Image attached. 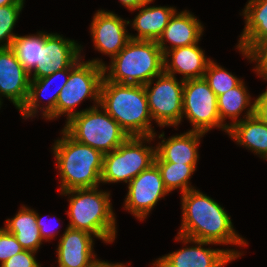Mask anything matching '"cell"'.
Instances as JSON below:
<instances>
[{"label":"cell","instance_id":"cell-24","mask_svg":"<svg viewBox=\"0 0 267 267\" xmlns=\"http://www.w3.org/2000/svg\"><path fill=\"white\" fill-rule=\"evenodd\" d=\"M3 228L15 236L24 250L37 252L42 244L43 239L37 226L36 211L24 205L13 218L6 220Z\"/></svg>","mask_w":267,"mask_h":267},{"label":"cell","instance_id":"cell-28","mask_svg":"<svg viewBox=\"0 0 267 267\" xmlns=\"http://www.w3.org/2000/svg\"><path fill=\"white\" fill-rule=\"evenodd\" d=\"M204 79L208 82L209 87L214 91L216 96L224 94L242 82L241 79H238L234 74L228 72L212 60L207 66Z\"/></svg>","mask_w":267,"mask_h":267},{"label":"cell","instance_id":"cell-27","mask_svg":"<svg viewBox=\"0 0 267 267\" xmlns=\"http://www.w3.org/2000/svg\"><path fill=\"white\" fill-rule=\"evenodd\" d=\"M158 167L165 188L171 192L180 189L181 194L191 189L190 178L196 171V165L178 164L173 162H154Z\"/></svg>","mask_w":267,"mask_h":267},{"label":"cell","instance_id":"cell-10","mask_svg":"<svg viewBox=\"0 0 267 267\" xmlns=\"http://www.w3.org/2000/svg\"><path fill=\"white\" fill-rule=\"evenodd\" d=\"M144 85L152 120L158 126H178L182 121L184 81L164 71Z\"/></svg>","mask_w":267,"mask_h":267},{"label":"cell","instance_id":"cell-15","mask_svg":"<svg viewBox=\"0 0 267 267\" xmlns=\"http://www.w3.org/2000/svg\"><path fill=\"white\" fill-rule=\"evenodd\" d=\"M30 85L29 73L17 60L10 47L0 48V107L2 96L20 110L25 104Z\"/></svg>","mask_w":267,"mask_h":267},{"label":"cell","instance_id":"cell-6","mask_svg":"<svg viewBox=\"0 0 267 267\" xmlns=\"http://www.w3.org/2000/svg\"><path fill=\"white\" fill-rule=\"evenodd\" d=\"M99 107L100 105H94L82 110L66 122L63 129L77 142L106 154L118 148L129 136Z\"/></svg>","mask_w":267,"mask_h":267},{"label":"cell","instance_id":"cell-1","mask_svg":"<svg viewBox=\"0 0 267 267\" xmlns=\"http://www.w3.org/2000/svg\"><path fill=\"white\" fill-rule=\"evenodd\" d=\"M182 223L178 235L216 244L246 246L233 228L231 216L221 205L197 189L181 196Z\"/></svg>","mask_w":267,"mask_h":267},{"label":"cell","instance_id":"cell-37","mask_svg":"<svg viewBox=\"0 0 267 267\" xmlns=\"http://www.w3.org/2000/svg\"><path fill=\"white\" fill-rule=\"evenodd\" d=\"M6 5H24V0H0V7Z\"/></svg>","mask_w":267,"mask_h":267},{"label":"cell","instance_id":"cell-30","mask_svg":"<svg viewBox=\"0 0 267 267\" xmlns=\"http://www.w3.org/2000/svg\"><path fill=\"white\" fill-rule=\"evenodd\" d=\"M243 56L247 57L250 61H255L256 67L254 71L257 75L267 80V40L257 44L249 53L244 50H239Z\"/></svg>","mask_w":267,"mask_h":267},{"label":"cell","instance_id":"cell-33","mask_svg":"<svg viewBox=\"0 0 267 267\" xmlns=\"http://www.w3.org/2000/svg\"><path fill=\"white\" fill-rule=\"evenodd\" d=\"M255 102V114L267 124V90L261 93Z\"/></svg>","mask_w":267,"mask_h":267},{"label":"cell","instance_id":"cell-2","mask_svg":"<svg viewBox=\"0 0 267 267\" xmlns=\"http://www.w3.org/2000/svg\"><path fill=\"white\" fill-rule=\"evenodd\" d=\"M100 108L104 109L131 136H154L145 88L117 84L105 77L100 88Z\"/></svg>","mask_w":267,"mask_h":267},{"label":"cell","instance_id":"cell-5","mask_svg":"<svg viewBox=\"0 0 267 267\" xmlns=\"http://www.w3.org/2000/svg\"><path fill=\"white\" fill-rule=\"evenodd\" d=\"M163 59L157 41L130 39L110 65L103 66L104 77L117 84L144 86L164 71Z\"/></svg>","mask_w":267,"mask_h":267},{"label":"cell","instance_id":"cell-34","mask_svg":"<svg viewBox=\"0 0 267 267\" xmlns=\"http://www.w3.org/2000/svg\"><path fill=\"white\" fill-rule=\"evenodd\" d=\"M38 213H36V220H37V226L39 228L40 235L43 239V241H49V239H53L54 236L58 233L55 231H50L47 225H45L44 220H42ZM59 222L58 220L54 223ZM57 226V225H56Z\"/></svg>","mask_w":267,"mask_h":267},{"label":"cell","instance_id":"cell-36","mask_svg":"<svg viewBox=\"0 0 267 267\" xmlns=\"http://www.w3.org/2000/svg\"><path fill=\"white\" fill-rule=\"evenodd\" d=\"M92 267H127L123 263H109L107 261L97 260Z\"/></svg>","mask_w":267,"mask_h":267},{"label":"cell","instance_id":"cell-3","mask_svg":"<svg viewBox=\"0 0 267 267\" xmlns=\"http://www.w3.org/2000/svg\"><path fill=\"white\" fill-rule=\"evenodd\" d=\"M61 134L62 138L56 140L52 148L60 173V192L98 187L104 154L77 142L64 129Z\"/></svg>","mask_w":267,"mask_h":267},{"label":"cell","instance_id":"cell-9","mask_svg":"<svg viewBox=\"0 0 267 267\" xmlns=\"http://www.w3.org/2000/svg\"><path fill=\"white\" fill-rule=\"evenodd\" d=\"M183 111L193 128L190 131L207 133L212 128H221L228 133L227 124H222L217 108V96L203 78L184 81Z\"/></svg>","mask_w":267,"mask_h":267},{"label":"cell","instance_id":"cell-22","mask_svg":"<svg viewBox=\"0 0 267 267\" xmlns=\"http://www.w3.org/2000/svg\"><path fill=\"white\" fill-rule=\"evenodd\" d=\"M242 13L245 26L236 48L249 53L267 40V0H248Z\"/></svg>","mask_w":267,"mask_h":267},{"label":"cell","instance_id":"cell-16","mask_svg":"<svg viewBox=\"0 0 267 267\" xmlns=\"http://www.w3.org/2000/svg\"><path fill=\"white\" fill-rule=\"evenodd\" d=\"M91 233L67 227L58 242V267H92L98 260L93 252Z\"/></svg>","mask_w":267,"mask_h":267},{"label":"cell","instance_id":"cell-19","mask_svg":"<svg viewBox=\"0 0 267 267\" xmlns=\"http://www.w3.org/2000/svg\"><path fill=\"white\" fill-rule=\"evenodd\" d=\"M204 53L198 43L168 50L163 55L164 72L172 76L176 73L182 74L183 81L203 78L211 61V58H206ZM169 60H171L170 63Z\"/></svg>","mask_w":267,"mask_h":267},{"label":"cell","instance_id":"cell-12","mask_svg":"<svg viewBox=\"0 0 267 267\" xmlns=\"http://www.w3.org/2000/svg\"><path fill=\"white\" fill-rule=\"evenodd\" d=\"M127 192L124 207L139 220L147 218L160 198L169 193L154 163L128 183Z\"/></svg>","mask_w":267,"mask_h":267},{"label":"cell","instance_id":"cell-31","mask_svg":"<svg viewBox=\"0 0 267 267\" xmlns=\"http://www.w3.org/2000/svg\"><path fill=\"white\" fill-rule=\"evenodd\" d=\"M22 251H24V248L18 243L15 236L4 228H0V266Z\"/></svg>","mask_w":267,"mask_h":267},{"label":"cell","instance_id":"cell-18","mask_svg":"<svg viewBox=\"0 0 267 267\" xmlns=\"http://www.w3.org/2000/svg\"><path fill=\"white\" fill-rule=\"evenodd\" d=\"M205 135L202 132L187 131L175 135L166 140L164 132L158 138H163L156 146L154 162H173L178 164L197 165L198 145L200 138Z\"/></svg>","mask_w":267,"mask_h":267},{"label":"cell","instance_id":"cell-25","mask_svg":"<svg viewBox=\"0 0 267 267\" xmlns=\"http://www.w3.org/2000/svg\"><path fill=\"white\" fill-rule=\"evenodd\" d=\"M248 107L244 119L255 114V102L251 104V96L242 81L238 86L217 96V108L221 123L224 124L227 117L232 123L227 124V129L237 123L240 114Z\"/></svg>","mask_w":267,"mask_h":267},{"label":"cell","instance_id":"cell-17","mask_svg":"<svg viewBox=\"0 0 267 267\" xmlns=\"http://www.w3.org/2000/svg\"><path fill=\"white\" fill-rule=\"evenodd\" d=\"M82 57H79L70 67L67 69H63L57 72H54L51 75L45 76L40 79H30L29 92L28 97L23 105V107L19 110L21 112L22 117L28 119L29 117H35L38 113V108L41 109L42 116L47 120H52L56 118V104L57 98L61 89L66 85L69 78L70 71L81 61ZM64 76V77H63ZM63 77L65 80L58 86L57 90H55L54 94L48 98V104L45 107H40V100L42 96H45L46 92L51 87V83L53 80ZM46 97V96H45Z\"/></svg>","mask_w":267,"mask_h":267},{"label":"cell","instance_id":"cell-13","mask_svg":"<svg viewBox=\"0 0 267 267\" xmlns=\"http://www.w3.org/2000/svg\"><path fill=\"white\" fill-rule=\"evenodd\" d=\"M81 50V46L76 41L64 39L56 33L46 32L45 44L40 46L39 63L29 73L30 79H40L67 69L80 57Z\"/></svg>","mask_w":267,"mask_h":267},{"label":"cell","instance_id":"cell-29","mask_svg":"<svg viewBox=\"0 0 267 267\" xmlns=\"http://www.w3.org/2000/svg\"><path fill=\"white\" fill-rule=\"evenodd\" d=\"M23 6L6 5L0 7V48L10 47L13 39L17 36L12 31Z\"/></svg>","mask_w":267,"mask_h":267},{"label":"cell","instance_id":"cell-20","mask_svg":"<svg viewBox=\"0 0 267 267\" xmlns=\"http://www.w3.org/2000/svg\"><path fill=\"white\" fill-rule=\"evenodd\" d=\"M203 25L189 11L175 12L164 29L162 36L158 39V46L163 55L171 49L197 44L203 35ZM170 42V46H166Z\"/></svg>","mask_w":267,"mask_h":267},{"label":"cell","instance_id":"cell-21","mask_svg":"<svg viewBox=\"0 0 267 267\" xmlns=\"http://www.w3.org/2000/svg\"><path fill=\"white\" fill-rule=\"evenodd\" d=\"M153 1L150 0L138 8L139 13L131 21L133 29L137 30L138 34L130 35V39L158 41L169 20L177 12L173 7L147 6Z\"/></svg>","mask_w":267,"mask_h":267},{"label":"cell","instance_id":"cell-35","mask_svg":"<svg viewBox=\"0 0 267 267\" xmlns=\"http://www.w3.org/2000/svg\"><path fill=\"white\" fill-rule=\"evenodd\" d=\"M150 0H120L123 6L130 11L137 10L140 6L145 5Z\"/></svg>","mask_w":267,"mask_h":267},{"label":"cell","instance_id":"cell-26","mask_svg":"<svg viewBox=\"0 0 267 267\" xmlns=\"http://www.w3.org/2000/svg\"><path fill=\"white\" fill-rule=\"evenodd\" d=\"M44 44L45 32H38L37 35L16 36L10 48L20 64L30 73L39 63L40 46Z\"/></svg>","mask_w":267,"mask_h":267},{"label":"cell","instance_id":"cell-8","mask_svg":"<svg viewBox=\"0 0 267 267\" xmlns=\"http://www.w3.org/2000/svg\"><path fill=\"white\" fill-rule=\"evenodd\" d=\"M99 59L79 62L69 73L68 82L61 89L56 104V119L66 114L67 122L82 111L74 108L83 100L91 98L100 104V88L104 78L103 66ZM75 110V111H74Z\"/></svg>","mask_w":267,"mask_h":267},{"label":"cell","instance_id":"cell-32","mask_svg":"<svg viewBox=\"0 0 267 267\" xmlns=\"http://www.w3.org/2000/svg\"><path fill=\"white\" fill-rule=\"evenodd\" d=\"M34 251L24 250L9 258L0 267H41L36 261Z\"/></svg>","mask_w":267,"mask_h":267},{"label":"cell","instance_id":"cell-23","mask_svg":"<svg viewBox=\"0 0 267 267\" xmlns=\"http://www.w3.org/2000/svg\"><path fill=\"white\" fill-rule=\"evenodd\" d=\"M228 135L237 144L243 145V147L267 160V124L256 114L239 119L228 129Z\"/></svg>","mask_w":267,"mask_h":267},{"label":"cell","instance_id":"cell-14","mask_svg":"<svg viewBox=\"0 0 267 267\" xmlns=\"http://www.w3.org/2000/svg\"><path fill=\"white\" fill-rule=\"evenodd\" d=\"M129 20H123L112 11L98 10L91 22L90 30L95 49L112 59L130 40L126 30Z\"/></svg>","mask_w":267,"mask_h":267},{"label":"cell","instance_id":"cell-7","mask_svg":"<svg viewBox=\"0 0 267 267\" xmlns=\"http://www.w3.org/2000/svg\"><path fill=\"white\" fill-rule=\"evenodd\" d=\"M154 138L131 136L115 150L104 154L101 183H129L139 173L148 169L154 163L156 147L145 146L143 143H149Z\"/></svg>","mask_w":267,"mask_h":267},{"label":"cell","instance_id":"cell-11","mask_svg":"<svg viewBox=\"0 0 267 267\" xmlns=\"http://www.w3.org/2000/svg\"><path fill=\"white\" fill-rule=\"evenodd\" d=\"M175 240L182 241L185 244L194 243L196 245L192 247L186 246V248L158 258L152 264L153 267H223L242 255L239 251L233 249L203 248L204 245H217L209 241L193 240L180 235Z\"/></svg>","mask_w":267,"mask_h":267},{"label":"cell","instance_id":"cell-4","mask_svg":"<svg viewBox=\"0 0 267 267\" xmlns=\"http://www.w3.org/2000/svg\"><path fill=\"white\" fill-rule=\"evenodd\" d=\"M68 195V227L84 230L105 243L116 238V217L112 210L110 192L95 188L72 189L61 192ZM71 196V197H70Z\"/></svg>","mask_w":267,"mask_h":267}]
</instances>
